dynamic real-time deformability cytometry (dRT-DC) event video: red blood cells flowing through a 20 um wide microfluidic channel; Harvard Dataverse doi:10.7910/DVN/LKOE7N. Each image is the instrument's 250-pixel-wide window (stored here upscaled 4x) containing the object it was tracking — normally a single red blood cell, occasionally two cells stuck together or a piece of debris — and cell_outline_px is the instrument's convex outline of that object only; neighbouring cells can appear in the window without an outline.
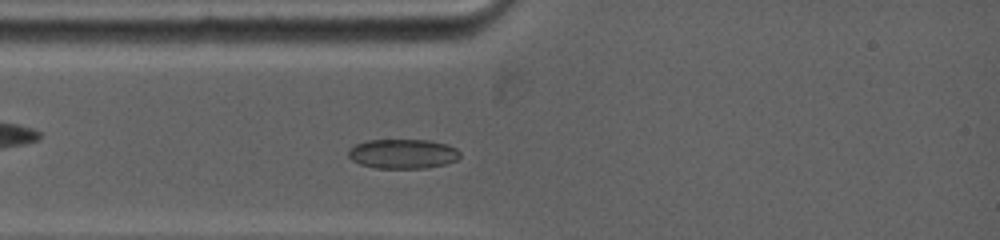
{"species": "common noctule bat (a hibernating species)", "species_latin": "Nyctalus noctula", "temperature_condition": "warm", "stored_images_in_passage": 28, "camera_frame_rate_fps": 5000, "um_per_image_px": 0.085, "animal": {"sex": "female", "body_mass_g": 19.0, "forearm_length_mm": 53.3}, "frame": {"image": 1, "passage_image": 3, "time_ms": 1.2, "image_size_px": [1000, 240], "cell_outline_px": [[460, 156], [456, 160], [444, 164], [424, 168], [376, 168], [360, 164], [352, 160], [348, 156], [348, 148], [356, 144], [368, 140], [428, 140], [448, 144], [456, 148], [460, 152]], "centroid_in_image_um": [34.23, 13.07], "position_along_channel_um": 50.8, "area_um2": 19.25}}
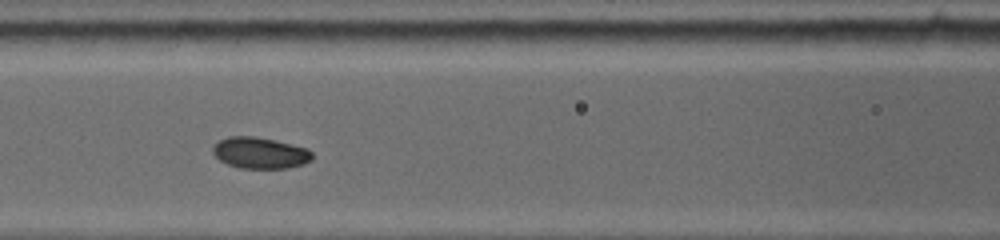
{"frame": {"image": 2, "passage_image": 8, "time_ms": 3.6, "image_size_px": [1000, 240], "cell_outline_px": [[312, 160], [304, 164], [288, 168], [240, 168], [228, 164], [220, 160], [212, 152], [212, 144], [228, 136], [256, 136], [292, 144], [308, 148], [312, 152]], "centroid_in_image_um": [22.1, 12.99], "position_along_channel_um": 144.5, "area_um2": 18.26}}
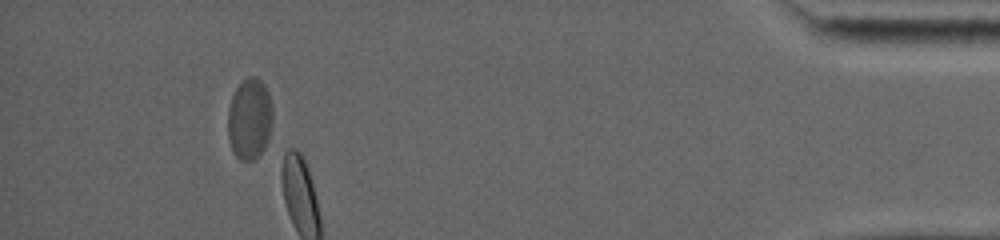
{"frame": {"image": 3, "passage_image": 28, "time_ms": 12.2, "image_size_px": [1000, 240], "cell_outline_px": [[272, 124], [268, 148], [252, 160], [240, 160], [236, 156], [232, 148], [228, 136], [228, 108], [232, 96], [240, 80], [248, 76], [256, 76], [264, 84], [268, 92], [272, 108]], "centroid_in_image_um": [21.24, 10.1], "position_along_channel_um": 414.0, "area_um2": 21.68}, "authors_computed_cell_mechanics": {"area_um2": 17.7446, "velocity_mm_per_s": 3.8749, "shape_relaxation_time_tau1_ms": 3.5147, "shape_relaxation_time_tau2_ms": null, "deformation_change_tau1": 0.0915, "deformation_change_tau2": null}}